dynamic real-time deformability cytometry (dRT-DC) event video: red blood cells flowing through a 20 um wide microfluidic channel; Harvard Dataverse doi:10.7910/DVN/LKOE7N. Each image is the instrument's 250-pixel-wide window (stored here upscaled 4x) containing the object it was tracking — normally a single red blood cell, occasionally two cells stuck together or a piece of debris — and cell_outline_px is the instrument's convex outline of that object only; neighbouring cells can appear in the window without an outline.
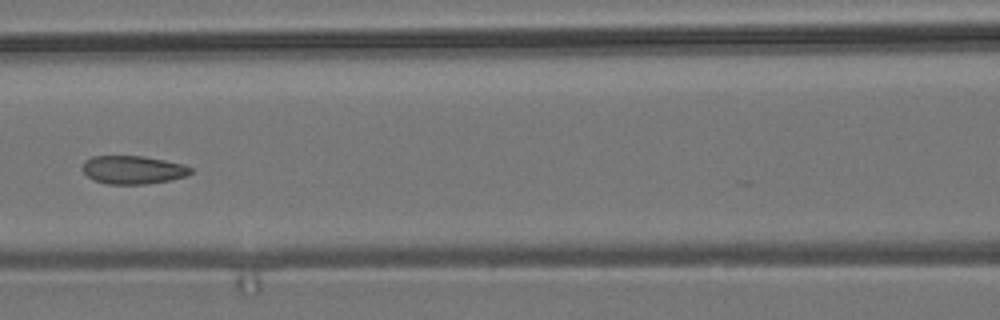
{"species": "common noctule bat (a hibernating species)", "species_latin": "Nyctalus noctula", "temperature_condition": "room temperature", "stored_images_in_passage": 9, "camera_frame_rate_fps": 3000, "um_per_image_px": 0.085, "animal": {"sex": "male", "body_mass_g": 19.2, "forearm_length_mm": 51.8}, "frame": {"image": 1, "passage_image": 7, "time_ms": 2.0, "image_size_px": [1000, 320], "cell_outline_px": [[192, 172], [188, 176], [168, 180], [144, 184], [108, 184], [92, 180], [80, 168], [84, 160], [92, 156], [144, 156], [184, 164], [192, 168]], "centroid_in_image_um": [11.28, 14.43], "position_along_channel_um": 155.3, "area_um2": 17.98}}
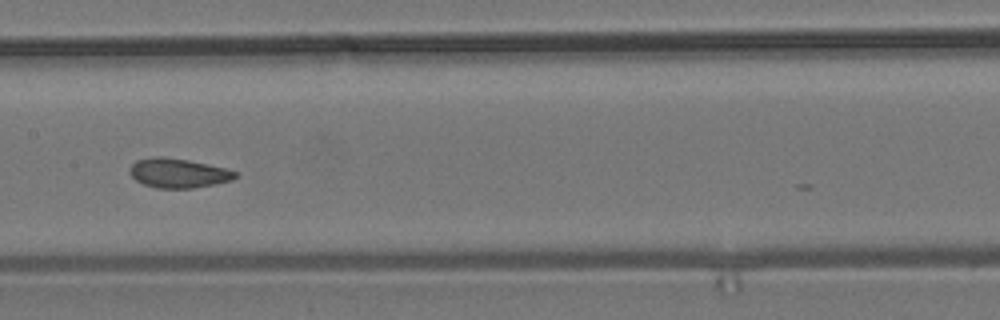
{"frame": {"image": 2, "passage_image": 8, "time_ms": 2.333, "image_size_px": [1000, 320], "cell_outline_px": [[240, 176], [232, 180], [216, 184], [192, 188], [156, 188], [144, 184], [136, 180], [128, 172], [128, 168], [136, 160], [152, 156], [160, 156], [188, 160], [208, 164], [224, 168], [236, 172]], "centroid_in_image_um": [15.14, 14.71], "position_along_channel_um": 192.3, "area_um2": 18.21}}